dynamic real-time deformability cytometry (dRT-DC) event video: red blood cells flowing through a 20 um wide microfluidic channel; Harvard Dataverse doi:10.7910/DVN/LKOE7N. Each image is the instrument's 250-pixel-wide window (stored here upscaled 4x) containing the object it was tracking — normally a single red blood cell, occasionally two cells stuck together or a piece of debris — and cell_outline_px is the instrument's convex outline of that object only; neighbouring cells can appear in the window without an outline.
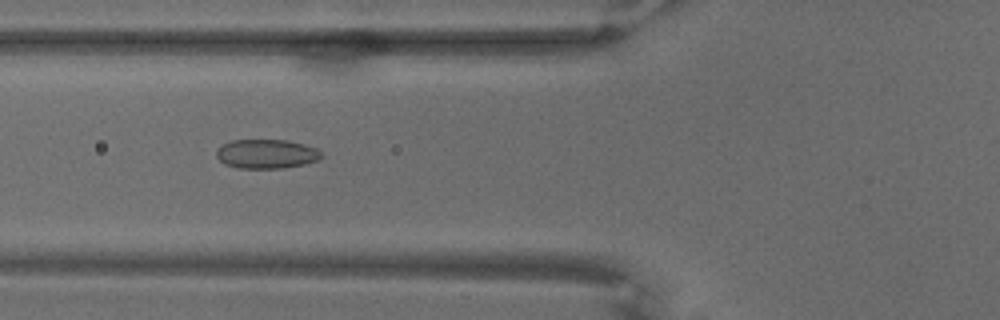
{"species": "common noctule bat (a hibernating species)", "species_latin": "Nyctalus noctula", "temperature_condition": "warm", "stored_images_in_passage": 69, "camera_frame_rate_fps": 3000, "um_per_image_px": 0.085, "animal": {"sex": "male", "body_mass_g": 18.8}, "frame": {"image": 1, "passage_image": 27, "time_ms": 8.667, "image_size_px": [1000, 320], "cell_outline_px": [[324, 156], [316, 160], [304, 164], [284, 168], [240, 168], [224, 164], [216, 156], [216, 148], [232, 140], [288, 140], [304, 144], [316, 148]], "centroid_in_image_um": [22.64, 13.08], "position_along_channel_um": 103.2, "area_um2": 17.86}}
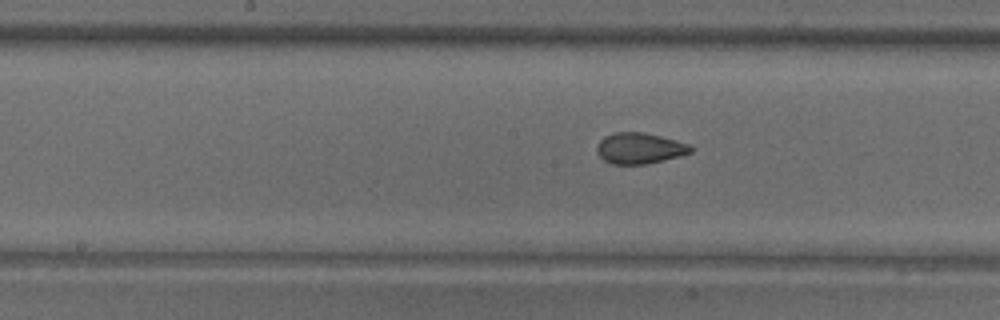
{"frame": {"image": 2, "passage_image": 36, "time_ms": 11.667, "image_size_px": [1000, 320], "cell_outline_px": [[696, 148], [692, 152], [680, 156], [644, 164], [612, 164], [604, 160], [596, 152], [596, 148], [600, 140], [604, 136], [616, 132], [644, 132], [676, 140], [688, 144]], "centroid_in_image_um": [54.37, 12.6], "position_along_channel_um": 193.8, "area_um2": 16.94}}
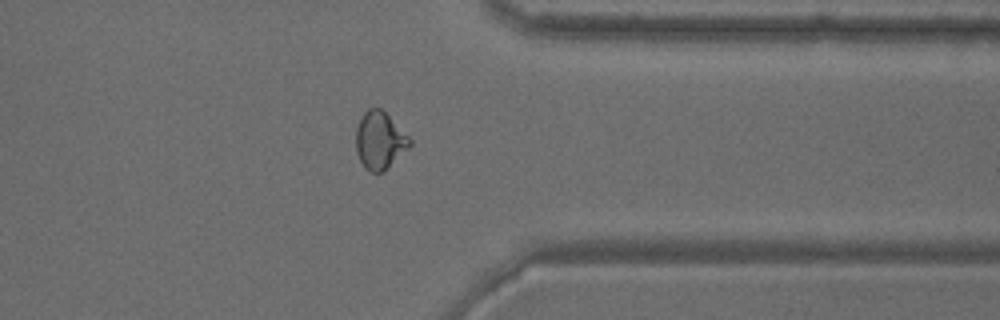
{"frame": {"image": 3, "passage_image": 55, "time_ms": 18.0, "image_size_px": [1000, 320], "cell_outline_px": [[412, 144], [384, 172], [368, 172], [364, 168], [356, 152], [356, 128], [364, 112], [368, 108], [380, 108], [412, 140]], "centroid_in_image_um": [32.26, 11.97], "position_along_channel_um": 379.1, "area_um2": 17.86}}